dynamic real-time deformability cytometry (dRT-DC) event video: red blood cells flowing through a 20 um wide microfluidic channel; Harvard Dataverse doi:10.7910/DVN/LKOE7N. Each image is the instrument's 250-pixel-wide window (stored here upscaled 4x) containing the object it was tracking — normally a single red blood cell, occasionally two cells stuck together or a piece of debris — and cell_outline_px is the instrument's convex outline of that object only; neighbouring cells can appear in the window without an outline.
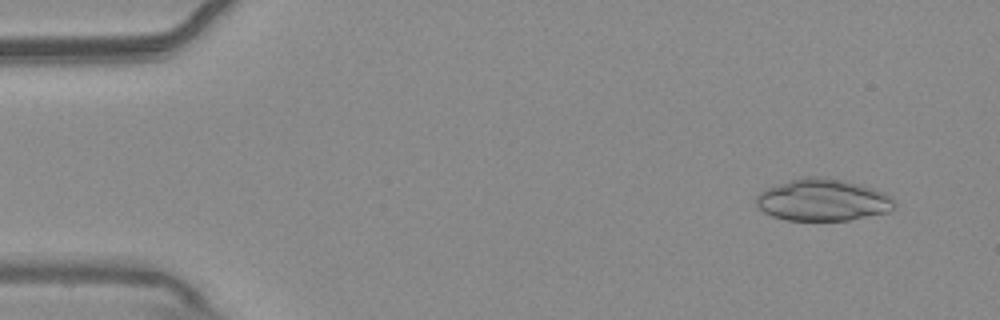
{"species": "common noctule bat (a hibernating species)", "species_latin": "Nyctalus noctula", "temperature_condition": "warm", "stored_images_in_passage": 50, "camera_frame_rate_fps": 3000, "um_per_image_px": 0.085, "animal": {"sex": "male", "body_mass_g": 20.4}, "frame": {"image": 1, "passage_image": 1, "time_ms": 0.0, "image_size_px": [1000, 320], "cell_outline_px": [[896, 204], [888, 212], [848, 220], [788, 220], [772, 216], [764, 212], [756, 204], [756, 196], [764, 188], [788, 180], [804, 176], [820, 176], [844, 180], [860, 184], [872, 188], [892, 196], [896, 200]], "centroid_in_image_um": [69.92, 16.98], "position_along_channel_um": 15.1, "area_um2": 33.99}}
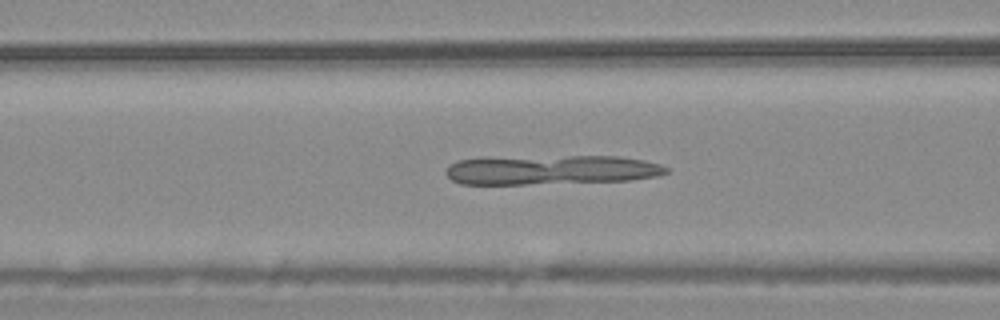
{"frame": {"image": 2, "passage_image": 18, "time_ms": 5.667, "image_size_px": [1000, 320], "cell_outline_px": [[668, 172], [660, 176], [632, 180], [524, 184], [460, 184], [452, 180], [444, 172], [452, 164], [460, 160], [568, 156], [620, 156], [644, 160], [660, 164], [668, 168]], "centroid_in_image_um": [46.97, 14.45], "position_along_channel_um": 119.6, "area_um2": 37.17}}
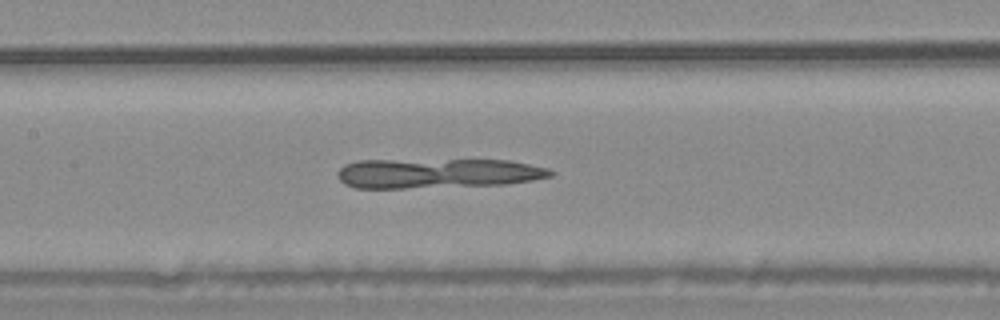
{"frame": {"image": 3, "passage_image": 22, "time_ms": 7.0, "image_size_px": [1000, 320], "cell_outline_px": [[556, 172], [552, 176], [532, 180], [508, 184], [404, 188], [356, 188], [344, 184], [340, 180], [336, 172], [344, 164], [356, 160], [508, 160], [548, 168]], "centroid_in_image_um": [37.16, 14.73], "position_along_channel_um": 170.2, "area_um2": 37.05}}